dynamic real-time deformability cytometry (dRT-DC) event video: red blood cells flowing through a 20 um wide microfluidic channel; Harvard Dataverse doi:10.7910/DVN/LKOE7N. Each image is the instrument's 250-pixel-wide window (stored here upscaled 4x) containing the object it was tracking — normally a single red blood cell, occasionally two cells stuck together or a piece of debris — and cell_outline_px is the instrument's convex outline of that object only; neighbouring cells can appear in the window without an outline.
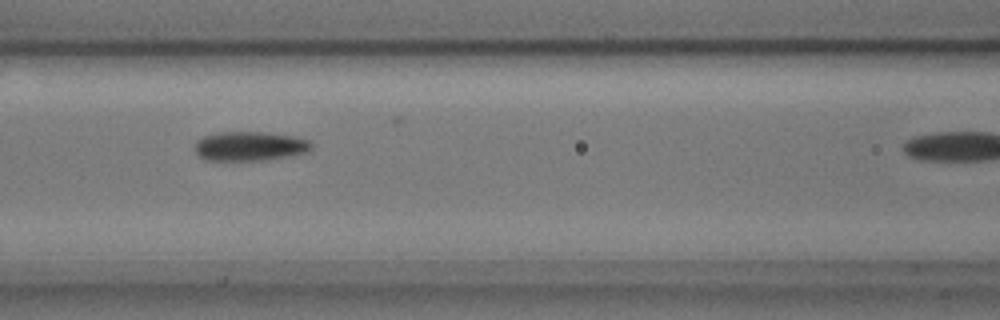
{"species": "common noctule bat (a hibernating species)", "species_latin": "Nyctalus noctula", "temperature_condition": "cold", "stored_images_in_passage": 4, "camera_frame_rate_fps": 3000, "um_per_image_px": 0.085, "animal": {"sex": "male", "body_mass_g": 17.9, "forearm_length_mm": 54.2}, "frame": {"image": 1, "passage_image": 3, "time_ms": 0.667, "image_size_px": [1000, 320], "cell_outline_px": [[316, 144], [308, 152], [268, 160], [204, 160], [196, 152], [196, 140], [204, 136], [220, 132], [264, 132], [292, 136], [308, 140]], "centroid_in_image_um": [21.27, 12.42], "position_along_channel_um": 145.3, "area_um2": 19.94}}